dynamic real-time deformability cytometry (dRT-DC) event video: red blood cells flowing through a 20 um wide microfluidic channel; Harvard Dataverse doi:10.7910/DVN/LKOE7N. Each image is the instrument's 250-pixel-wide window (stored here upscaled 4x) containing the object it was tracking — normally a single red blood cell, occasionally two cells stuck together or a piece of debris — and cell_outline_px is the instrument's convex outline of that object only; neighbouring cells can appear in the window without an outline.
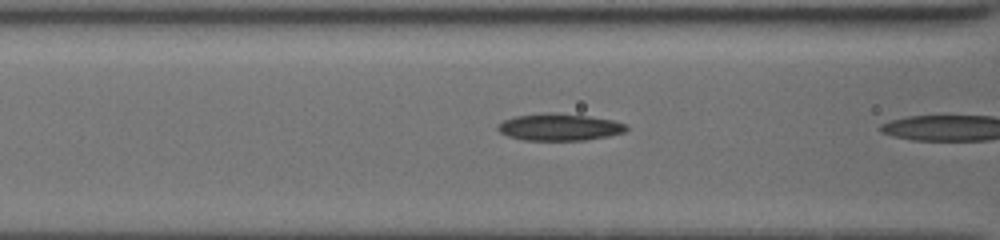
{"species": "common noctule bat (a hibernating species)", "species_latin": "Nyctalus noctula", "temperature_condition": "cold", "stored_images_in_passage": 6, "camera_frame_rate_fps": 3000, "um_per_image_px": 0.085, "animal": {"sex": "female", "body_mass_g": 19.5, "forearm_length_mm": 54.1}, "frame": {"image": 1, "passage_image": 5, "time_ms": 1.333, "image_size_px": [1000, 240], "cell_outline_px": [[628, 128], [624, 132], [608, 136], [584, 140], [524, 140], [508, 136], [500, 132], [496, 128], [504, 120], [516, 116], [540, 112], [556, 112], [588, 116], [612, 120], [628, 124]], "centroid_in_image_um": [47.55, 10.79], "position_along_channel_um": 119.0, "area_um2": 20.29}}